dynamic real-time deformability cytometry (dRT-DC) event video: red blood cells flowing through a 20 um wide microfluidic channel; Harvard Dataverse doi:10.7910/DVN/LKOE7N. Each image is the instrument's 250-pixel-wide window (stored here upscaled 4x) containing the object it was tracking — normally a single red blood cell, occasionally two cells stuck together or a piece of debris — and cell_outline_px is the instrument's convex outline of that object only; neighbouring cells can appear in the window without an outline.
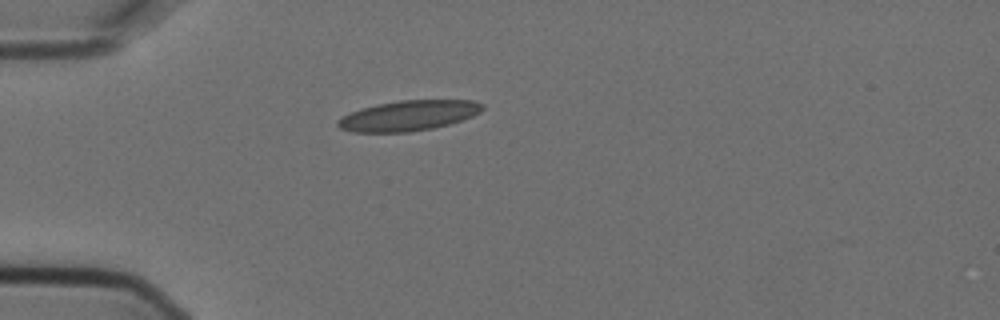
{"species": "Egyptian fruit bat (a non-hibernating species)", "species_latin": "Rousettus aegyptiacus", "temperature_condition": "cold", "stored_images_in_passage": 1, "camera_frame_rate_fps": 3000, "um_per_image_px": 0.085, "animal": {"sex": "female"}, "frame": {"image": 1, "passage_image": 1, "time_ms": 0.0, "image_size_px": [1000, 320], "cell_outline_px": [[484, 108], [480, 112], [472, 116], [448, 124], [432, 128], [408, 132], [352, 132], [340, 128], [336, 124], [336, 120], [360, 108], [376, 104], [400, 100], [472, 100], [484, 104]], "centroid_in_image_um": [34.71, 9.82], "position_along_channel_um": 50.3, "area_um2": 25.43}}